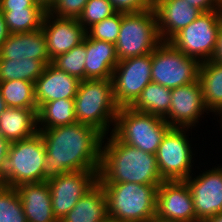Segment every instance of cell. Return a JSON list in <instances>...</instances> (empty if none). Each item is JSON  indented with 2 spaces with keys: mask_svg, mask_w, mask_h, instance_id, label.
Here are the masks:
<instances>
[{
  "mask_svg": "<svg viewBox=\"0 0 222 222\" xmlns=\"http://www.w3.org/2000/svg\"><path fill=\"white\" fill-rule=\"evenodd\" d=\"M46 148L43 181L74 171H99L103 135L79 122L38 129Z\"/></svg>",
  "mask_w": 222,
  "mask_h": 222,
  "instance_id": "cell-1",
  "label": "cell"
},
{
  "mask_svg": "<svg viewBox=\"0 0 222 222\" xmlns=\"http://www.w3.org/2000/svg\"><path fill=\"white\" fill-rule=\"evenodd\" d=\"M101 145L99 183L161 184L156 155L120 141L112 132ZM104 145V146H103Z\"/></svg>",
  "mask_w": 222,
  "mask_h": 222,
  "instance_id": "cell-2",
  "label": "cell"
},
{
  "mask_svg": "<svg viewBox=\"0 0 222 222\" xmlns=\"http://www.w3.org/2000/svg\"><path fill=\"white\" fill-rule=\"evenodd\" d=\"M107 198L110 222H148L156 214L160 184L100 183Z\"/></svg>",
  "mask_w": 222,
  "mask_h": 222,
  "instance_id": "cell-3",
  "label": "cell"
},
{
  "mask_svg": "<svg viewBox=\"0 0 222 222\" xmlns=\"http://www.w3.org/2000/svg\"><path fill=\"white\" fill-rule=\"evenodd\" d=\"M74 107L77 122L89 125L106 136L110 124L114 126L120 108L114 100L112 79L81 80Z\"/></svg>",
  "mask_w": 222,
  "mask_h": 222,
  "instance_id": "cell-4",
  "label": "cell"
},
{
  "mask_svg": "<svg viewBox=\"0 0 222 222\" xmlns=\"http://www.w3.org/2000/svg\"><path fill=\"white\" fill-rule=\"evenodd\" d=\"M46 148L39 132L10 144L1 172L0 185L16 187L23 183L42 182Z\"/></svg>",
  "mask_w": 222,
  "mask_h": 222,
  "instance_id": "cell-5",
  "label": "cell"
},
{
  "mask_svg": "<svg viewBox=\"0 0 222 222\" xmlns=\"http://www.w3.org/2000/svg\"><path fill=\"white\" fill-rule=\"evenodd\" d=\"M170 128L163 118L131 107H120L111 132L123 143L156 154Z\"/></svg>",
  "mask_w": 222,
  "mask_h": 222,
  "instance_id": "cell-6",
  "label": "cell"
},
{
  "mask_svg": "<svg viewBox=\"0 0 222 222\" xmlns=\"http://www.w3.org/2000/svg\"><path fill=\"white\" fill-rule=\"evenodd\" d=\"M161 42L154 8L122 12V23L115 43L119 61L150 54Z\"/></svg>",
  "mask_w": 222,
  "mask_h": 222,
  "instance_id": "cell-7",
  "label": "cell"
},
{
  "mask_svg": "<svg viewBox=\"0 0 222 222\" xmlns=\"http://www.w3.org/2000/svg\"><path fill=\"white\" fill-rule=\"evenodd\" d=\"M151 79L173 89L190 84L199 78L200 62L186 56L169 41H162L151 52Z\"/></svg>",
  "mask_w": 222,
  "mask_h": 222,
  "instance_id": "cell-8",
  "label": "cell"
},
{
  "mask_svg": "<svg viewBox=\"0 0 222 222\" xmlns=\"http://www.w3.org/2000/svg\"><path fill=\"white\" fill-rule=\"evenodd\" d=\"M222 25V10L201 12L196 20L175 34L169 42L200 63L212 59Z\"/></svg>",
  "mask_w": 222,
  "mask_h": 222,
  "instance_id": "cell-9",
  "label": "cell"
},
{
  "mask_svg": "<svg viewBox=\"0 0 222 222\" xmlns=\"http://www.w3.org/2000/svg\"><path fill=\"white\" fill-rule=\"evenodd\" d=\"M188 130L171 127L157 149V166L164 181H185L191 175L194 160L186 135Z\"/></svg>",
  "mask_w": 222,
  "mask_h": 222,
  "instance_id": "cell-10",
  "label": "cell"
},
{
  "mask_svg": "<svg viewBox=\"0 0 222 222\" xmlns=\"http://www.w3.org/2000/svg\"><path fill=\"white\" fill-rule=\"evenodd\" d=\"M151 53L121 60L114 68V100L119 107H130L143 89L152 82Z\"/></svg>",
  "mask_w": 222,
  "mask_h": 222,
  "instance_id": "cell-11",
  "label": "cell"
},
{
  "mask_svg": "<svg viewBox=\"0 0 222 222\" xmlns=\"http://www.w3.org/2000/svg\"><path fill=\"white\" fill-rule=\"evenodd\" d=\"M98 182V171H74L47 181L51 192L52 211L61 220L79 199Z\"/></svg>",
  "mask_w": 222,
  "mask_h": 222,
  "instance_id": "cell-12",
  "label": "cell"
},
{
  "mask_svg": "<svg viewBox=\"0 0 222 222\" xmlns=\"http://www.w3.org/2000/svg\"><path fill=\"white\" fill-rule=\"evenodd\" d=\"M192 176L185 182L192 194L196 221H207L222 212V166Z\"/></svg>",
  "mask_w": 222,
  "mask_h": 222,
  "instance_id": "cell-13",
  "label": "cell"
},
{
  "mask_svg": "<svg viewBox=\"0 0 222 222\" xmlns=\"http://www.w3.org/2000/svg\"><path fill=\"white\" fill-rule=\"evenodd\" d=\"M209 113L205 106L199 79L171 89V106L164 120L171 127L190 128L196 126L204 114Z\"/></svg>",
  "mask_w": 222,
  "mask_h": 222,
  "instance_id": "cell-14",
  "label": "cell"
},
{
  "mask_svg": "<svg viewBox=\"0 0 222 222\" xmlns=\"http://www.w3.org/2000/svg\"><path fill=\"white\" fill-rule=\"evenodd\" d=\"M41 29L51 61L78 46L86 37V29L78 19L58 18L48 12L43 18Z\"/></svg>",
  "mask_w": 222,
  "mask_h": 222,
  "instance_id": "cell-15",
  "label": "cell"
},
{
  "mask_svg": "<svg viewBox=\"0 0 222 222\" xmlns=\"http://www.w3.org/2000/svg\"><path fill=\"white\" fill-rule=\"evenodd\" d=\"M156 214L181 222H196L192 194L185 181H163L157 190Z\"/></svg>",
  "mask_w": 222,
  "mask_h": 222,
  "instance_id": "cell-16",
  "label": "cell"
},
{
  "mask_svg": "<svg viewBox=\"0 0 222 222\" xmlns=\"http://www.w3.org/2000/svg\"><path fill=\"white\" fill-rule=\"evenodd\" d=\"M153 8L162 41H169L201 14L185 0H153Z\"/></svg>",
  "mask_w": 222,
  "mask_h": 222,
  "instance_id": "cell-17",
  "label": "cell"
},
{
  "mask_svg": "<svg viewBox=\"0 0 222 222\" xmlns=\"http://www.w3.org/2000/svg\"><path fill=\"white\" fill-rule=\"evenodd\" d=\"M80 80L59 70L52 63L47 64L43 73L35 81V101L38 108L49 101L74 99Z\"/></svg>",
  "mask_w": 222,
  "mask_h": 222,
  "instance_id": "cell-18",
  "label": "cell"
},
{
  "mask_svg": "<svg viewBox=\"0 0 222 222\" xmlns=\"http://www.w3.org/2000/svg\"><path fill=\"white\" fill-rule=\"evenodd\" d=\"M27 222H59L54 216L47 181L23 183L15 187Z\"/></svg>",
  "mask_w": 222,
  "mask_h": 222,
  "instance_id": "cell-19",
  "label": "cell"
},
{
  "mask_svg": "<svg viewBox=\"0 0 222 222\" xmlns=\"http://www.w3.org/2000/svg\"><path fill=\"white\" fill-rule=\"evenodd\" d=\"M0 58L51 61L42 29L11 33L0 47Z\"/></svg>",
  "mask_w": 222,
  "mask_h": 222,
  "instance_id": "cell-20",
  "label": "cell"
},
{
  "mask_svg": "<svg viewBox=\"0 0 222 222\" xmlns=\"http://www.w3.org/2000/svg\"><path fill=\"white\" fill-rule=\"evenodd\" d=\"M86 53L85 79H112L119 62L115 44L86 34Z\"/></svg>",
  "mask_w": 222,
  "mask_h": 222,
  "instance_id": "cell-21",
  "label": "cell"
},
{
  "mask_svg": "<svg viewBox=\"0 0 222 222\" xmlns=\"http://www.w3.org/2000/svg\"><path fill=\"white\" fill-rule=\"evenodd\" d=\"M59 222H110L102 185L97 182Z\"/></svg>",
  "mask_w": 222,
  "mask_h": 222,
  "instance_id": "cell-22",
  "label": "cell"
},
{
  "mask_svg": "<svg viewBox=\"0 0 222 222\" xmlns=\"http://www.w3.org/2000/svg\"><path fill=\"white\" fill-rule=\"evenodd\" d=\"M37 111L7 107L0 115V135L10 143L34 136L38 132Z\"/></svg>",
  "mask_w": 222,
  "mask_h": 222,
  "instance_id": "cell-23",
  "label": "cell"
},
{
  "mask_svg": "<svg viewBox=\"0 0 222 222\" xmlns=\"http://www.w3.org/2000/svg\"><path fill=\"white\" fill-rule=\"evenodd\" d=\"M199 81L203 100L210 112L222 115V63L213 60L200 64Z\"/></svg>",
  "mask_w": 222,
  "mask_h": 222,
  "instance_id": "cell-24",
  "label": "cell"
},
{
  "mask_svg": "<svg viewBox=\"0 0 222 222\" xmlns=\"http://www.w3.org/2000/svg\"><path fill=\"white\" fill-rule=\"evenodd\" d=\"M171 106V89L158 83L150 82L140 96L130 106L135 111L149 113L165 118Z\"/></svg>",
  "mask_w": 222,
  "mask_h": 222,
  "instance_id": "cell-25",
  "label": "cell"
},
{
  "mask_svg": "<svg viewBox=\"0 0 222 222\" xmlns=\"http://www.w3.org/2000/svg\"><path fill=\"white\" fill-rule=\"evenodd\" d=\"M74 99H58L42 104L37 111L38 129L76 123Z\"/></svg>",
  "mask_w": 222,
  "mask_h": 222,
  "instance_id": "cell-26",
  "label": "cell"
},
{
  "mask_svg": "<svg viewBox=\"0 0 222 222\" xmlns=\"http://www.w3.org/2000/svg\"><path fill=\"white\" fill-rule=\"evenodd\" d=\"M50 63H52V61L0 58V82L25 80L35 83L43 73L46 65Z\"/></svg>",
  "mask_w": 222,
  "mask_h": 222,
  "instance_id": "cell-27",
  "label": "cell"
},
{
  "mask_svg": "<svg viewBox=\"0 0 222 222\" xmlns=\"http://www.w3.org/2000/svg\"><path fill=\"white\" fill-rule=\"evenodd\" d=\"M0 92L7 107L38 109L33 82L25 80L0 82Z\"/></svg>",
  "mask_w": 222,
  "mask_h": 222,
  "instance_id": "cell-28",
  "label": "cell"
},
{
  "mask_svg": "<svg viewBox=\"0 0 222 222\" xmlns=\"http://www.w3.org/2000/svg\"><path fill=\"white\" fill-rule=\"evenodd\" d=\"M1 12L9 34L32 32L40 29L46 14L43 8L12 9V11Z\"/></svg>",
  "mask_w": 222,
  "mask_h": 222,
  "instance_id": "cell-29",
  "label": "cell"
},
{
  "mask_svg": "<svg viewBox=\"0 0 222 222\" xmlns=\"http://www.w3.org/2000/svg\"><path fill=\"white\" fill-rule=\"evenodd\" d=\"M86 37L78 46L73 47L65 54L59 55L52 61V64L59 70L68 73L80 81L85 80L86 61Z\"/></svg>",
  "mask_w": 222,
  "mask_h": 222,
  "instance_id": "cell-30",
  "label": "cell"
},
{
  "mask_svg": "<svg viewBox=\"0 0 222 222\" xmlns=\"http://www.w3.org/2000/svg\"><path fill=\"white\" fill-rule=\"evenodd\" d=\"M0 222H27L21 199L14 187L0 185Z\"/></svg>",
  "mask_w": 222,
  "mask_h": 222,
  "instance_id": "cell-31",
  "label": "cell"
},
{
  "mask_svg": "<svg viewBox=\"0 0 222 222\" xmlns=\"http://www.w3.org/2000/svg\"><path fill=\"white\" fill-rule=\"evenodd\" d=\"M122 23V12H116L112 16L97 22L86 30V34L93 39L116 43Z\"/></svg>",
  "mask_w": 222,
  "mask_h": 222,
  "instance_id": "cell-32",
  "label": "cell"
},
{
  "mask_svg": "<svg viewBox=\"0 0 222 222\" xmlns=\"http://www.w3.org/2000/svg\"><path fill=\"white\" fill-rule=\"evenodd\" d=\"M116 12L109 0H88L78 22L87 30L93 24L112 16Z\"/></svg>",
  "mask_w": 222,
  "mask_h": 222,
  "instance_id": "cell-33",
  "label": "cell"
},
{
  "mask_svg": "<svg viewBox=\"0 0 222 222\" xmlns=\"http://www.w3.org/2000/svg\"><path fill=\"white\" fill-rule=\"evenodd\" d=\"M88 0H57L48 13L58 18L78 19Z\"/></svg>",
  "mask_w": 222,
  "mask_h": 222,
  "instance_id": "cell-34",
  "label": "cell"
},
{
  "mask_svg": "<svg viewBox=\"0 0 222 222\" xmlns=\"http://www.w3.org/2000/svg\"><path fill=\"white\" fill-rule=\"evenodd\" d=\"M117 12H140L153 8V0H109Z\"/></svg>",
  "mask_w": 222,
  "mask_h": 222,
  "instance_id": "cell-35",
  "label": "cell"
},
{
  "mask_svg": "<svg viewBox=\"0 0 222 222\" xmlns=\"http://www.w3.org/2000/svg\"><path fill=\"white\" fill-rule=\"evenodd\" d=\"M42 8L35 0H0V11L12 9Z\"/></svg>",
  "mask_w": 222,
  "mask_h": 222,
  "instance_id": "cell-36",
  "label": "cell"
},
{
  "mask_svg": "<svg viewBox=\"0 0 222 222\" xmlns=\"http://www.w3.org/2000/svg\"><path fill=\"white\" fill-rule=\"evenodd\" d=\"M185 2H188L201 12L222 10V4L219 0H185Z\"/></svg>",
  "mask_w": 222,
  "mask_h": 222,
  "instance_id": "cell-37",
  "label": "cell"
},
{
  "mask_svg": "<svg viewBox=\"0 0 222 222\" xmlns=\"http://www.w3.org/2000/svg\"><path fill=\"white\" fill-rule=\"evenodd\" d=\"M10 142L6 139H4L0 135V180H1V172L3 170L4 162L6 160V157L8 155V150L10 147Z\"/></svg>",
  "mask_w": 222,
  "mask_h": 222,
  "instance_id": "cell-38",
  "label": "cell"
},
{
  "mask_svg": "<svg viewBox=\"0 0 222 222\" xmlns=\"http://www.w3.org/2000/svg\"><path fill=\"white\" fill-rule=\"evenodd\" d=\"M211 60L222 63V25L217 36L216 46Z\"/></svg>",
  "mask_w": 222,
  "mask_h": 222,
  "instance_id": "cell-39",
  "label": "cell"
},
{
  "mask_svg": "<svg viewBox=\"0 0 222 222\" xmlns=\"http://www.w3.org/2000/svg\"><path fill=\"white\" fill-rule=\"evenodd\" d=\"M9 33L7 31L6 23L4 21L3 13L0 11V47L2 43L7 39Z\"/></svg>",
  "mask_w": 222,
  "mask_h": 222,
  "instance_id": "cell-40",
  "label": "cell"
},
{
  "mask_svg": "<svg viewBox=\"0 0 222 222\" xmlns=\"http://www.w3.org/2000/svg\"><path fill=\"white\" fill-rule=\"evenodd\" d=\"M46 12H48L57 0H35Z\"/></svg>",
  "mask_w": 222,
  "mask_h": 222,
  "instance_id": "cell-41",
  "label": "cell"
},
{
  "mask_svg": "<svg viewBox=\"0 0 222 222\" xmlns=\"http://www.w3.org/2000/svg\"><path fill=\"white\" fill-rule=\"evenodd\" d=\"M148 222H181V221H176L173 219H169V218H164L161 216H158L157 214L153 215Z\"/></svg>",
  "mask_w": 222,
  "mask_h": 222,
  "instance_id": "cell-42",
  "label": "cell"
},
{
  "mask_svg": "<svg viewBox=\"0 0 222 222\" xmlns=\"http://www.w3.org/2000/svg\"><path fill=\"white\" fill-rule=\"evenodd\" d=\"M208 222H222V212L219 214L214 215L210 219L207 220Z\"/></svg>",
  "mask_w": 222,
  "mask_h": 222,
  "instance_id": "cell-43",
  "label": "cell"
},
{
  "mask_svg": "<svg viewBox=\"0 0 222 222\" xmlns=\"http://www.w3.org/2000/svg\"><path fill=\"white\" fill-rule=\"evenodd\" d=\"M7 109V105L2 97V94L0 92V115L3 113V111Z\"/></svg>",
  "mask_w": 222,
  "mask_h": 222,
  "instance_id": "cell-44",
  "label": "cell"
}]
</instances>
